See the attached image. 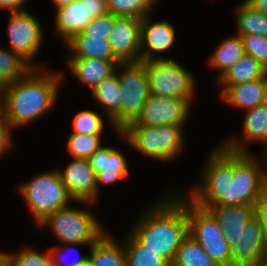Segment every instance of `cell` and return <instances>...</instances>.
Returning <instances> with one entry per match:
<instances>
[{"label": "cell", "instance_id": "cell-6", "mask_svg": "<svg viewBox=\"0 0 267 266\" xmlns=\"http://www.w3.org/2000/svg\"><path fill=\"white\" fill-rule=\"evenodd\" d=\"M19 189L36 225L49 214L68 206L69 201H73L58 170L38 174L29 182H24Z\"/></svg>", "mask_w": 267, "mask_h": 266}, {"label": "cell", "instance_id": "cell-41", "mask_svg": "<svg viewBox=\"0 0 267 266\" xmlns=\"http://www.w3.org/2000/svg\"><path fill=\"white\" fill-rule=\"evenodd\" d=\"M253 9L267 15V0H244Z\"/></svg>", "mask_w": 267, "mask_h": 266}, {"label": "cell", "instance_id": "cell-30", "mask_svg": "<svg viewBox=\"0 0 267 266\" xmlns=\"http://www.w3.org/2000/svg\"><path fill=\"white\" fill-rule=\"evenodd\" d=\"M32 67L10 49L0 48V89L17 81Z\"/></svg>", "mask_w": 267, "mask_h": 266}, {"label": "cell", "instance_id": "cell-3", "mask_svg": "<svg viewBox=\"0 0 267 266\" xmlns=\"http://www.w3.org/2000/svg\"><path fill=\"white\" fill-rule=\"evenodd\" d=\"M143 213L131 231L148 249L170 264L188 234L187 197L171 192ZM185 197V198H184Z\"/></svg>", "mask_w": 267, "mask_h": 266}, {"label": "cell", "instance_id": "cell-2", "mask_svg": "<svg viewBox=\"0 0 267 266\" xmlns=\"http://www.w3.org/2000/svg\"><path fill=\"white\" fill-rule=\"evenodd\" d=\"M39 68H31L17 81L0 89V111L14 128L39 119L57 101L61 73L52 74Z\"/></svg>", "mask_w": 267, "mask_h": 266}, {"label": "cell", "instance_id": "cell-8", "mask_svg": "<svg viewBox=\"0 0 267 266\" xmlns=\"http://www.w3.org/2000/svg\"><path fill=\"white\" fill-rule=\"evenodd\" d=\"M188 234L219 266H230V243L213 216L187 198Z\"/></svg>", "mask_w": 267, "mask_h": 266}, {"label": "cell", "instance_id": "cell-23", "mask_svg": "<svg viewBox=\"0 0 267 266\" xmlns=\"http://www.w3.org/2000/svg\"><path fill=\"white\" fill-rule=\"evenodd\" d=\"M267 75L264 68L253 56L244 54L223 75L218 78L223 86L245 83L262 79Z\"/></svg>", "mask_w": 267, "mask_h": 266}, {"label": "cell", "instance_id": "cell-39", "mask_svg": "<svg viewBox=\"0 0 267 266\" xmlns=\"http://www.w3.org/2000/svg\"><path fill=\"white\" fill-rule=\"evenodd\" d=\"M255 216L261 223H267V185L255 204Z\"/></svg>", "mask_w": 267, "mask_h": 266}, {"label": "cell", "instance_id": "cell-25", "mask_svg": "<svg viewBox=\"0 0 267 266\" xmlns=\"http://www.w3.org/2000/svg\"><path fill=\"white\" fill-rule=\"evenodd\" d=\"M123 242L125 266H171V264L148 249L131 231Z\"/></svg>", "mask_w": 267, "mask_h": 266}, {"label": "cell", "instance_id": "cell-15", "mask_svg": "<svg viewBox=\"0 0 267 266\" xmlns=\"http://www.w3.org/2000/svg\"><path fill=\"white\" fill-rule=\"evenodd\" d=\"M141 21V18L116 16L108 41L121 62L141 61Z\"/></svg>", "mask_w": 267, "mask_h": 266}, {"label": "cell", "instance_id": "cell-29", "mask_svg": "<svg viewBox=\"0 0 267 266\" xmlns=\"http://www.w3.org/2000/svg\"><path fill=\"white\" fill-rule=\"evenodd\" d=\"M171 266H219L202 249L199 243L188 235L177 250Z\"/></svg>", "mask_w": 267, "mask_h": 266}, {"label": "cell", "instance_id": "cell-32", "mask_svg": "<svg viewBox=\"0 0 267 266\" xmlns=\"http://www.w3.org/2000/svg\"><path fill=\"white\" fill-rule=\"evenodd\" d=\"M101 135L70 133L67 150L72 158L88 159L101 145Z\"/></svg>", "mask_w": 267, "mask_h": 266}, {"label": "cell", "instance_id": "cell-4", "mask_svg": "<svg viewBox=\"0 0 267 266\" xmlns=\"http://www.w3.org/2000/svg\"><path fill=\"white\" fill-rule=\"evenodd\" d=\"M182 128L178 125H127L117 133L141 154L165 162L180 153L184 134Z\"/></svg>", "mask_w": 267, "mask_h": 266}, {"label": "cell", "instance_id": "cell-22", "mask_svg": "<svg viewBox=\"0 0 267 266\" xmlns=\"http://www.w3.org/2000/svg\"><path fill=\"white\" fill-rule=\"evenodd\" d=\"M224 233L238 232L255 216V205L207 206Z\"/></svg>", "mask_w": 267, "mask_h": 266}, {"label": "cell", "instance_id": "cell-42", "mask_svg": "<svg viewBox=\"0 0 267 266\" xmlns=\"http://www.w3.org/2000/svg\"><path fill=\"white\" fill-rule=\"evenodd\" d=\"M53 1L56 4L57 8H59L62 6L69 5L70 3H72L73 1H76V0H53Z\"/></svg>", "mask_w": 267, "mask_h": 266}, {"label": "cell", "instance_id": "cell-28", "mask_svg": "<svg viewBox=\"0 0 267 266\" xmlns=\"http://www.w3.org/2000/svg\"><path fill=\"white\" fill-rule=\"evenodd\" d=\"M238 35H261L267 37V15L253 9L245 1L237 8Z\"/></svg>", "mask_w": 267, "mask_h": 266}, {"label": "cell", "instance_id": "cell-35", "mask_svg": "<svg viewBox=\"0 0 267 266\" xmlns=\"http://www.w3.org/2000/svg\"><path fill=\"white\" fill-rule=\"evenodd\" d=\"M244 53L253 56L267 69V37L251 34L241 36Z\"/></svg>", "mask_w": 267, "mask_h": 266}, {"label": "cell", "instance_id": "cell-38", "mask_svg": "<svg viewBox=\"0 0 267 266\" xmlns=\"http://www.w3.org/2000/svg\"><path fill=\"white\" fill-rule=\"evenodd\" d=\"M48 249H49L51 257L53 259L54 266H66V265L60 264L61 260L63 259V258H61L62 257V248H60V246H56V247H52V248H48ZM86 262H88V256L84 255V256H81L80 258L74 259L67 266H81V265H84Z\"/></svg>", "mask_w": 267, "mask_h": 266}, {"label": "cell", "instance_id": "cell-7", "mask_svg": "<svg viewBox=\"0 0 267 266\" xmlns=\"http://www.w3.org/2000/svg\"><path fill=\"white\" fill-rule=\"evenodd\" d=\"M149 93L161 97H180L190 102L194 95L193 75L177 61L154 59L144 61Z\"/></svg>", "mask_w": 267, "mask_h": 266}, {"label": "cell", "instance_id": "cell-36", "mask_svg": "<svg viewBox=\"0 0 267 266\" xmlns=\"http://www.w3.org/2000/svg\"><path fill=\"white\" fill-rule=\"evenodd\" d=\"M115 20L116 16L107 12L102 16L94 18L90 24L82 30V33L88 36L103 37V39L108 40Z\"/></svg>", "mask_w": 267, "mask_h": 266}, {"label": "cell", "instance_id": "cell-20", "mask_svg": "<svg viewBox=\"0 0 267 266\" xmlns=\"http://www.w3.org/2000/svg\"><path fill=\"white\" fill-rule=\"evenodd\" d=\"M118 65L115 72L96 85L92 95L97 104L103 106L107 112V118L117 131H121V87L117 75Z\"/></svg>", "mask_w": 267, "mask_h": 266}, {"label": "cell", "instance_id": "cell-18", "mask_svg": "<svg viewBox=\"0 0 267 266\" xmlns=\"http://www.w3.org/2000/svg\"><path fill=\"white\" fill-rule=\"evenodd\" d=\"M221 97L224 101L245 110L254 108L267 102V75L231 86H223Z\"/></svg>", "mask_w": 267, "mask_h": 266}, {"label": "cell", "instance_id": "cell-9", "mask_svg": "<svg viewBox=\"0 0 267 266\" xmlns=\"http://www.w3.org/2000/svg\"><path fill=\"white\" fill-rule=\"evenodd\" d=\"M121 68V69H120ZM121 87V130L132 123L149 97V86L144 61L118 64Z\"/></svg>", "mask_w": 267, "mask_h": 266}, {"label": "cell", "instance_id": "cell-10", "mask_svg": "<svg viewBox=\"0 0 267 266\" xmlns=\"http://www.w3.org/2000/svg\"><path fill=\"white\" fill-rule=\"evenodd\" d=\"M230 243V266H259L266 252L264 228L254 216L238 232L224 233Z\"/></svg>", "mask_w": 267, "mask_h": 266}, {"label": "cell", "instance_id": "cell-45", "mask_svg": "<svg viewBox=\"0 0 267 266\" xmlns=\"http://www.w3.org/2000/svg\"><path fill=\"white\" fill-rule=\"evenodd\" d=\"M0 266H5V252H0Z\"/></svg>", "mask_w": 267, "mask_h": 266}, {"label": "cell", "instance_id": "cell-21", "mask_svg": "<svg viewBox=\"0 0 267 266\" xmlns=\"http://www.w3.org/2000/svg\"><path fill=\"white\" fill-rule=\"evenodd\" d=\"M71 52L69 58H94L119 60L113 53L110 42L103 37L88 36L82 32L75 34L65 43Z\"/></svg>", "mask_w": 267, "mask_h": 266}, {"label": "cell", "instance_id": "cell-43", "mask_svg": "<svg viewBox=\"0 0 267 266\" xmlns=\"http://www.w3.org/2000/svg\"><path fill=\"white\" fill-rule=\"evenodd\" d=\"M264 228V244L267 252V223H262Z\"/></svg>", "mask_w": 267, "mask_h": 266}, {"label": "cell", "instance_id": "cell-19", "mask_svg": "<svg viewBox=\"0 0 267 266\" xmlns=\"http://www.w3.org/2000/svg\"><path fill=\"white\" fill-rule=\"evenodd\" d=\"M120 60L69 58L67 67L82 82L93 88L112 75Z\"/></svg>", "mask_w": 267, "mask_h": 266}, {"label": "cell", "instance_id": "cell-13", "mask_svg": "<svg viewBox=\"0 0 267 266\" xmlns=\"http://www.w3.org/2000/svg\"><path fill=\"white\" fill-rule=\"evenodd\" d=\"M56 9L55 29L64 42L82 32L94 18L108 12L106 0H76Z\"/></svg>", "mask_w": 267, "mask_h": 266}, {"label": "cell", "instance_id": "cell-37", "mask_svg": "<svg viewBox=\"0 0 267 266\" xmlns=\"http://www.w3.org/2000/svg\"><path fill=\"white\" fill-rule=\"evenodd\" d=\"M11 128H14L0 111V156L12 147Z\"/></svg>", "mask_w": 267, "mask_h": 266}, {"label": "cell", "instance_id": "cell-17", "mask_svg": "<svg viewBox=\"0 0 267 266\" xmlns=\"http://www.w3.org/2000/svg\"><path fill=\"white\" fill-rule=\"evenodd\" d=\"M149 16L146 15L141 21V61L168 59L154 57L153 51L165 52L172 47L175 41L174 27L167 21L150 22Z\"/></svg>", "mask_w": 267, "mask_h": 266}, {"label": "cell", "instance_id": "cell-14", "mask_svg": "<svg viewBox=\"0 0 267 266\" xmlns=\"http://www.w3.org/2000/svg\"><path fill=\"white\" fill-rule=\"evenodd\" d=\"M69 195L75 202L95 203L99 196L97 174L88 159L74 158L63 171H58Z\"/></svg>", "mask_w": 267, "mask_h": 266}, {"label": "cell", "instance_id": "cell-47", "mask_svg": "<svg viewBox=\"0 0 267 266\" xmlns=\"http://www.w3.org/2000/svg\"><path fill=\"white\" fill-rule=\"evenodd\" d=\"M81 266H90L89 262H86L84 265Z\"/></svg>", "mask_w": 267, "mask_h": 266}, {"label": "cell", "instance_id": "cell-40", "mask_svg": "<svg viewBox=\"0 0 267 266\" xmlns=\"http://www.w3.org/2000/svg\"><path fill=\"white\" fill-rule=\"evenodd\" d=\"M25 1L27 0H0V8L10 12L26 11L25 8L23 9L22 7Z\"/></svg>", "mask_w": 267, "mask_h": 266}, {"label": "cell", "instance_id": "cell-12", "mask_svg": "<svg viewBox=\"0 0 267 266\" xmlns=\"http://www.w3.org/2000/svg\"><path fill=\"white\" fill-rule=\"evenodd\" d=\"M7 30L11 45L10 50L19 55L32 68H35L31 61L39 52L43 39L39 21L27 10L10 12Z\"/></svg>", "mask_w": 267, "mask_h": 266}, {"label": "cell", "instance_id": "cell-27", "mask_svg": "<svg viewBox=\"0 0 267 266\" xmlns=\"http://www.w3.org/2000/svg\"><path fill=\"white\" fill-rule=\"evenodd\" d=\"M245 112L242 141H262L267 147V102Z\"/></svg>", "mask_w": 267, "mask_h": 266}, {"label": "cell", "instance_id": "cell-44", "mask_svg": "<svg viewBox=\"0 0 267 266\" xmlns=\"http://www.w3.org/2000/svg\"><path fill=\"white\" fill-rule=\"evenodd\" d=\"M259 266H267V252L261 257Z\"/></svg>", "mask_w": 267, "mask_h": 266}, {"label": "cell", "instance_id": "cell-26", "mask_svg": "<svg viewBox=\"0 0 267 266\" xmlns=\"http://www.w3.org/2000/svg\"><path fill=\"white\" fill-rule=\"evenodd\" d=\"M212 53L209 64L220 70V77L245 54L241 36L236 34L223 40Z\"/></svg>", "mask_w": 267, "mask_h": 266}, {"label": "cell", "instance_id": "cell-24", "mask_svg": "<svg viewBox=\"0 0 267 266\" xmlns=\"http://www.w3.org/2000/svg\"><path fill=\"white\" fill-rule=\"evenodd\" d=\"M88 262L90 266H125L124 245L115 242L106 232L90 246Z\"/></svg>", "mask_w": 267, "mask_h": 266}, {"label": "cell", "instance_id": "cell-1", "mask_svg": "<svg viewBox=\"0 0 267 266\" xmlns=\"http://www.w3.org/2000/svg\"><path fill=\"white\" fill-rule=\"evenodd\" d=\"M220 145L209 157L201 187L191 189L187 198L203 209L255 205L267 185L266 170L258 166L240 140L234 138Z\"/></svg>", "mask_w": 267, "mask_h": 266}, {"label": "cell", "instance_id": "cell-11", "mask_svg": "<svg viewBox=\"0 0 267 266\" xmlns=\"http://www.w3.org/2000/svg\"><path fill=\"white\" fill-rule=\"evenodd\" d=\"M191 102L180 97L150 94L136 119L128 125H178L184 127Z\"/></svg>", "mask_w": 267, "mask_h": 266}, {"label": "cell", "instance_id": "cell-33", "mask_svg": "<svg viewBox=\"0 0 267 266\" xmlns=\"http://www.w3.org/2000/svg\"><path fill=\"white\" fill-rule=\"evenodd\" d=\"M5 266H54V262L49 250L41 253L25 248L19 253H5Z\"/></svg>", "mask_w": 267, "mask_h": 266}, {"label": "cell", "instance_id": "cell-46", "mask_svg": "<svg viewBox=\"0 0 267 266\" xmlns=\"http://www.w3.org/2000/svg\"><path fill=\"white\" fill-rule=\"evenodd\" d=\"M265 155H264V158H262L263 160H264V162L266 163V165H267V148H266V150H265ZM266 182H267V171H266Z\"/></svg>", "mask_w": 267, "mask_h": 266}, {"label": "cell", "instance_id": "cell-31", "mask_svg": "<svg viewBox=\"0 0 267 266\" xmlns=\"http://www.w3.org/2000/svg\"><path fill=\"white\" fill-rule=\"evenodd\" d=\"M156 0H106L107 11L117 17L143 18Z\"/></svg>", "mask_w": 267, "mask_h": 266}, {"label": "cell", "instance_id": "cell-16", "mask_svg": "<svg viewBox=\"0 0 267 266\" xmlns=\"http://www.w3.org/2000/svg\"><path fill=\"white\" fill-rule=\"evenodd\" d=\"M88 161L97 174L98 190L101 183L109 185L129 174L127 160L123 153L110 146H100Z\"/></svg>", "mask_w": 267, "mask_h": 266}, {"label": "cell", "instance_id": "cell-34", "mask_svg": "<svg viewBox=\"0 0 267 266\" xmlns=\"http://www.w3.org/2000/svg\"><path fill=\"white\" fill-rule=\"evenodd\" d=\"M103 119L92 110H81L78 112L73 121V132L77 134L102 135Z\"/></svg>", "mask_w": 267, "mask_h": 266}, {"label": "cell", "instance_id": "cell-5", "mask_svg": "<svg viewBox=\"0 0 267 266\" xmlns=\"http://www.w3.org/2000/svg\"><path fill=\"white\" fill-rule=\"evenodd\" d=\"M48 225L60 242L70 245L88 244L90 247L106 233L89 210L69 205L49 214L38 224L41 228Z\"/></svg>", "mask_w": 267, "mask_h": 266}]
</instances>
